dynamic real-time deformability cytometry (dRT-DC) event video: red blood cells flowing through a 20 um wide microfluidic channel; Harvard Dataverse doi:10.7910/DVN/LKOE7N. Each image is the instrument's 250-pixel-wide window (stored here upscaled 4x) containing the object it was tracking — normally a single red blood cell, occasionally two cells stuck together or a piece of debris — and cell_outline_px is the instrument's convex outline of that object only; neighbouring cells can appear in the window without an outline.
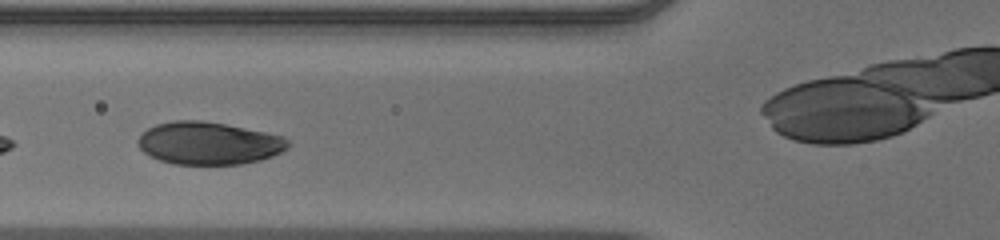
{"species": "human", "species_latin": "Homo sapiens", "temperature_condition": "warm", "stored_images_in_passage": 20, "camera_frame_rate_fps": 3000, "um_per_image_px": 0.085, "donor": {"sex": "male"}, "frame": {"image": 1, "passage_image": 4, "time_ms": 1.0, "image_size_px": [1000, 240], "cell_outline_px": [[292, 144], [288, 148], [272, 156], [260, 160], [240, 164], [172, 164], [160, 160], [144, 152], [136, 144], [136, 140], [148, 128], [156, 124], [172, 120], [200, 120], [224, 124], [284, 136]], "centroid_in_image_um": [17.74, 12.17], "position_along_channel_um": 108.1, "area_um2": 37.22}}